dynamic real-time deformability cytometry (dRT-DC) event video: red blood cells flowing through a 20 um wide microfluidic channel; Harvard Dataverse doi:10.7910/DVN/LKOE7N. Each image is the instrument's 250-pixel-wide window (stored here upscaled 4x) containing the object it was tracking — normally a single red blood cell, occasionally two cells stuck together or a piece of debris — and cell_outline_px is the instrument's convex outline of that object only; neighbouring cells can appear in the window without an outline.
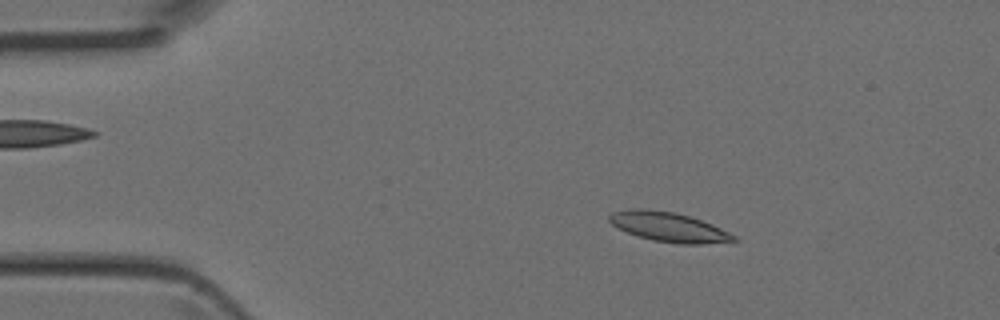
{"species": "Egyptian fruit bat (a non-hibernating species)", "species_latin": "Rousettus aegyptiacus", "temperature_condition": "room temperature", "stored_images_in_passage": 5, "camera_frame_rate_fps": 3000, "um_per_image_px": 0.085, "animal": {"sex": "female"}, "frame": {"image": 1, "passage_image": 3, "time_ms": 0.667, "image_size_px": [1000, 320], "cell_outline_px": [[740, 240], [700, 244], [676, 244], [652, 240], [616, 228], [608, 220], [608, 216], [612, 212], [628, 208], [644, 208], [676, 212], [712, 224], [736, 236]], "centroid_in_image_um": [56.8, 19.28], "position_along_channel_um": 28.2, "area_um2": 21.5}}
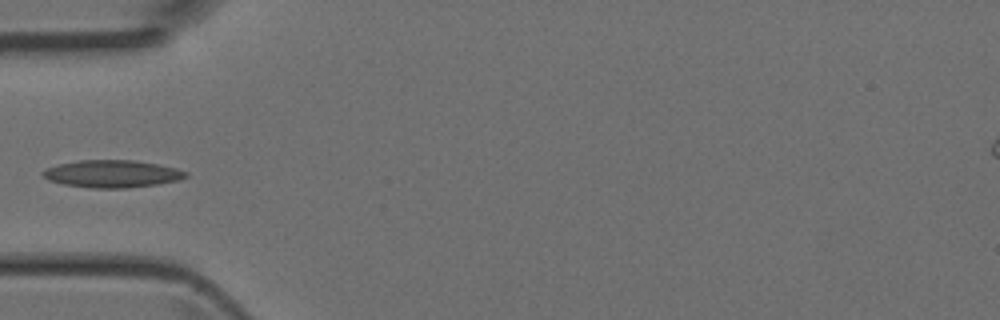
{"frame": {"image": 2, "passage_image": 5, "time_ms": 1.333, "image_size_px": [1000, 320], "cell_outline_px": [[188, 176], [180, 180], [156, 184], [124, 188], [92, 188], [64, 184], [48, 180], [40, 172], [44, 168], [56, 164], [80, 160], [132, 160], [156, 164], [176, 168], [188, 172]], "centroid_in_image_um": [9.5, 14.77], "position_along_channel_um": 75.5, "area_um2": 22.83}}